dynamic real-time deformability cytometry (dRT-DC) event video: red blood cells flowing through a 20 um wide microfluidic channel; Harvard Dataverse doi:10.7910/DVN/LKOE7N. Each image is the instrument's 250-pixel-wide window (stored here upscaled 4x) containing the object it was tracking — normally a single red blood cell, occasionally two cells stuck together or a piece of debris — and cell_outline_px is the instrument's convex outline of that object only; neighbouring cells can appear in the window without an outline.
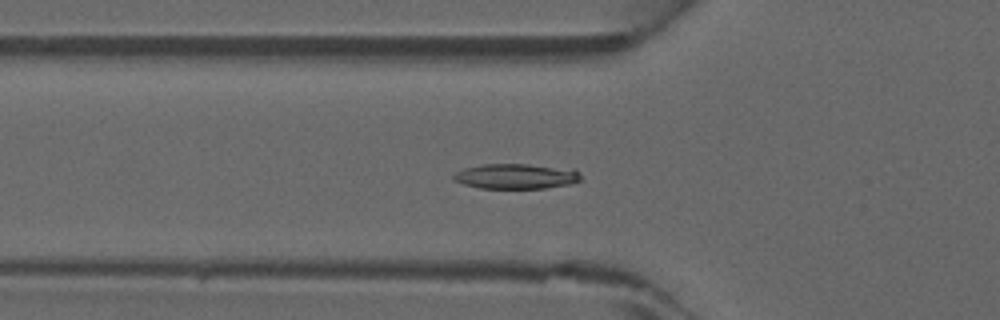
{"species": "common noctule bat (a hibernating species)", "species_latin": "Nyctalus noctula", "temperature_condition": "warm", "stored_images_in_passage": 38, "camera_frame_rate_fps": 3000, "um_per_image_px": 0.085, "animal": {"sex": "male", "forearm_length_mm": 52.5}, "frame": {"image": 1, "passage_image": 9, "time_ms": 2.667, "image_size_px": [1000, 320], "cell_outline_px": [[580, 180], [572, 184], [544, 188], [480, 188], [464, 184], [452, 180], [452, 176], [456, 172], [464, 168], [484, 164], [528, 164], [576, 168], [580, 172]], "centroid_in_image_um": [43.91, 14.97], "position_along_channel_um": 81.9, "area_um2": 18.9}}
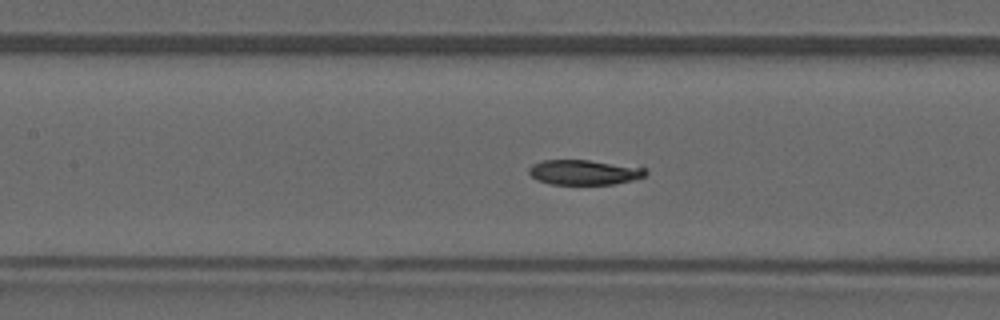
{"frame": {"image": 2, "passage_image": 14, "time_ms": 4.333, "image_size_px": [1000, 320], "cell_outline_px": [[648, 172], [644, 176], [632, 180], [612, 184], [552, 184], [536, 180], [528, 172], [528, 168], [532, 164], [544, 160], [588, 160], [648, 168]], "centroid_in_image_um": [49.64, 14.64], "position_along_channel_um": 157.8, "area_um2": 16.94}}
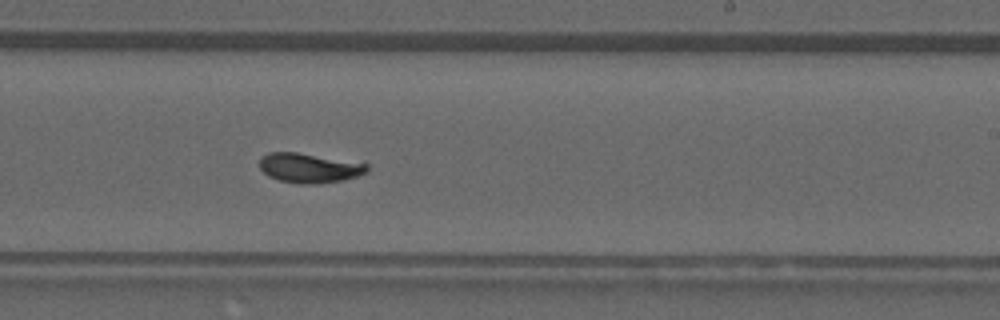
{"frame": {"image": 3, "passage_image": 21, "time_ms": 6.667, "image_size_px": [1000, 320], "cell_outline_px": [[368, 172], [344, 180], [312, 184], [296, 184], [280, 180], [268, 176], [260, 168], [260, 156], [268, 152], [296, 152], [364, 160], [368, 164]], "centroid_in_image_um": [26.38, 14.24], "position_along_channel_um": 262.6, "area_um2": 19.31}}